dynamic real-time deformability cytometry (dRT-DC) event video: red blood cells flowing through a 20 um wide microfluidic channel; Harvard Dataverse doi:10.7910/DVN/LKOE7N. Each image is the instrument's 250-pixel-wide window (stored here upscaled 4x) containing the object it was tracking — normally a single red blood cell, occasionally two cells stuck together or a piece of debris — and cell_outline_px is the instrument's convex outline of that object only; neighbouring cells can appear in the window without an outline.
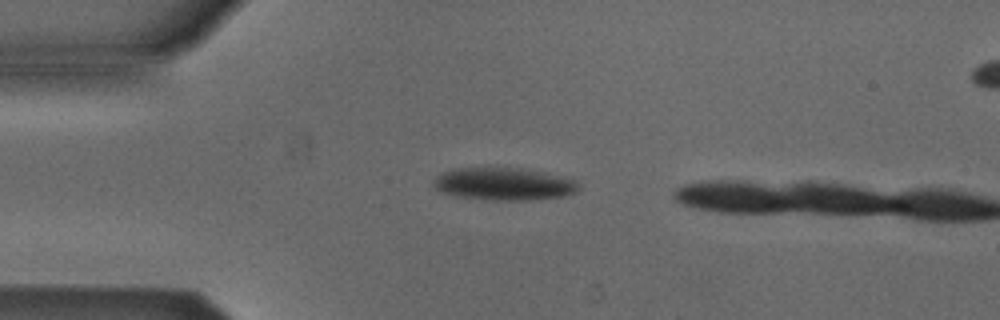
{"species": "Egyptian fruit bat (a non-hibernating species)", "species_latin": "Rousettus aegyptiacus", "temperature_condition": "cold", "stored_images_in_passage": 3, "camera_frame_rate_fps": 3000, "um_per_image_px": 0.085, "animal": {"sex": "male"}, "frame": {"image": 1, "passage_image": 2, "time_ms": 0.333, "image_size_px": [1000, 320], "cell_outline_px": [[580, 188], [576, 192], [564, 196], [528, 200], [492, 200], [456, 196], [444, 192], [436, 188], [432, 184], [432, 180], [440, 172], [456, 168], [520, 168], [544, 172], [576, 180], [580, 184]], "centroid_in_image_um": [42.83, 15.63], "position_along_channel_um": 42.2, "area_um2": 27.57}}